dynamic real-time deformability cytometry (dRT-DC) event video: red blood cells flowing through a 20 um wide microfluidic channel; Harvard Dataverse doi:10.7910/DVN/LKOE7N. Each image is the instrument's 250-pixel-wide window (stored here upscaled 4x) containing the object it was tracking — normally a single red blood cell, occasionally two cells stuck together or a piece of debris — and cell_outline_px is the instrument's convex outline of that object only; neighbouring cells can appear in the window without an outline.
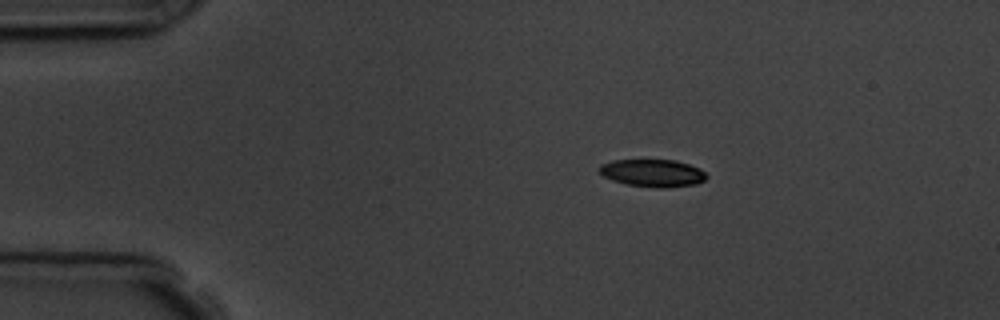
{"species": "common noctule bat (a hibernating species)", "species_latin": "Nyctalus noctula", "temperature_condition": "room temperature", "stored_images_in_passage": 6, "camera_frame_rate_fps": 3000, "um_per_image_px": 0.085, "animal": {"sex": "male", "body_mass_g": 19.5, "forearm_length_mm": 54.6}, "frame": {"image": 1, "passage_image": 3, "time_ms": 2.333, "image_size_px": [1000, 320], "cell_outline_px": [[708, 176], [704, 180], [696, 184], [664, 188], [656, 188], [628, 184], [612, 180], [604, 176], [596, 168], [600, 164], [612, 160], [676, 160], [700, 168]], "centroid_in_image_um": [55.46, 14.7], "position_along_channel_um": 29.5, "area_um2": 17.22}}
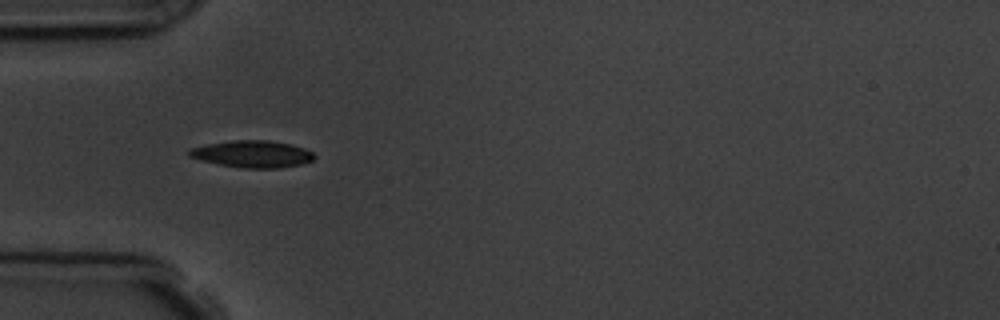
{"frame": {"image": 2, "passage_image": 5, "time_ms": 4.667, "image_size_px": [1000, 320], "cell_outline_px": [[316, 156], [312, 160], [300, 164], [276, 168], [244, 168], [220, 164], [188, 156], [188, 148], [208, 144], [232, 140], [268, 140], [292, 144], [304, 148], [312, 152]], "centroid_in_image_um": [21.46, 13.08], "position_along_channel_um": 63.5, "area_um2": 19.48}}